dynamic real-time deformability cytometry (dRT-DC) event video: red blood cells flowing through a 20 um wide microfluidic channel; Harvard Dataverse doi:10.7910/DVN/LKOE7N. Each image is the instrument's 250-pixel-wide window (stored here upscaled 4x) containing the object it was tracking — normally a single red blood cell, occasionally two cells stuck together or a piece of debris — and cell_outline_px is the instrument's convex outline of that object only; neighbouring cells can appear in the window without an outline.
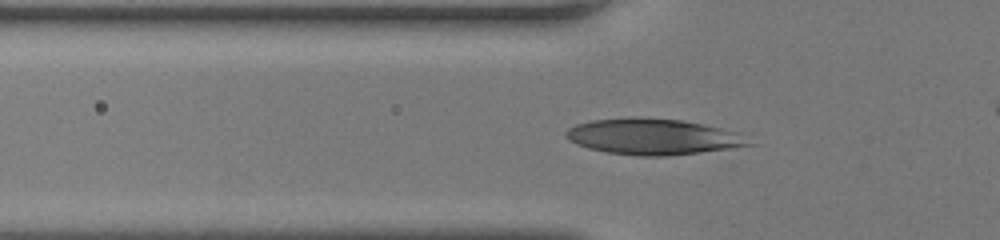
{"species": "human", "species_latin": "Homo sapiens", "temperature_condition": "room temperature", "stored_images_in_passage": 42, "camera_frame_rate_fps": 3000, "um_per_image_px": 0.085, "donor": {"sex": "female"}, "frame": {"image": 1, "passage_image": 15, "time_ms": 4.667, "image_size_px": [1000, 240], "cell_outline_px": [[760, 144], [700, 152], [668, 156], [636, 156], [604, 152], [588, 148], [576, 144], [568, 140], [564, 136], [564, 132], [568, 128], [576, 124], [592, 120], [632, 116], [640, 116], [684, 120], [704, 124], [720, 128], [732, 132]], "centroid_in_image_um": [55.45, 11.61], "position_along_channel_um": 70.4, "area_um2": 38.78}}
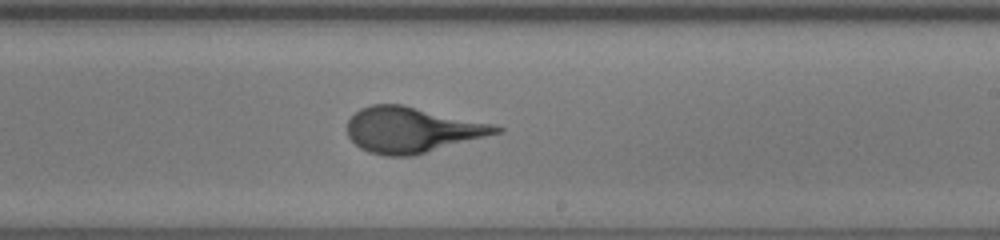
{"frame": {"image": 2, "passage_image": 28, "time_ms": 9.0, "image_size_px": [1000, 240], "cell_outline_px": [[504, 132], [412, 156], [384, 156], [368, 152], [360, 148], [348, 136], [348, 120], [360, 108], [372, 104], [400, 104], [492, 124], [504, 128]], "centroid_in_image_um": [35.01, 11.05], "position_along_channel_um": 254.0, "area_um2": 39.25}}
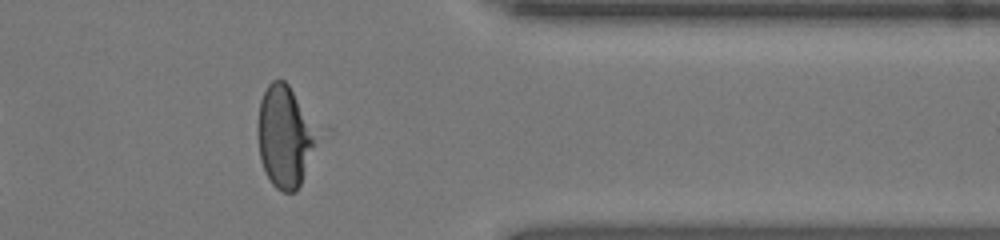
{"frame": {"image": 3, "passage_image": 38, "time_ms": 12.333, "image_size_px": [1000, 240], "cell_outline_px": [[312, 144], [300, 184], [296, 192], [284, 192], [276, 188], [272, 184], [260, 160], [256, 132], [256, 124], [260, 100], [268, 84], [272, 80], [284, 80], [288, 84], [296, 100], [312, 136]], "centroid_in_image_um": [24.01, 11.63], "position_along_channel_um": 387.4, "area_um2": 32.6}}